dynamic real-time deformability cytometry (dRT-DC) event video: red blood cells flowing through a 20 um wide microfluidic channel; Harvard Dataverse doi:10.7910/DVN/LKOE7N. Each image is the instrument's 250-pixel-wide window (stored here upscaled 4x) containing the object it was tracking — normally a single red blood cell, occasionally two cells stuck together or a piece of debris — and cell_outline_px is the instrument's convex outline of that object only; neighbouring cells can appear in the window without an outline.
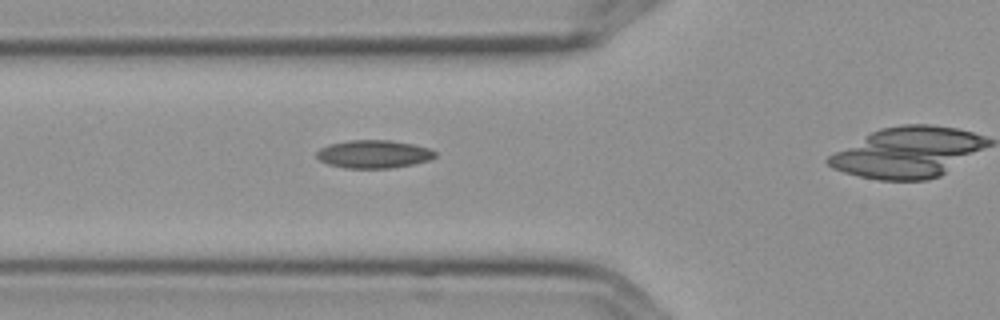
{"species": "Egyptian fruit bat (a non-hibernating species)", "species_latin": "Rousettus aegyptiacus", "temperature_condition": "cold", "stored_images_in_passage": 5, "camera_frame_rate_fps": 3000, "um_per_image_px": 0.085, "frame": {"image": 1, "passage_image": 5, "time_ms": 1.333, "image_size_px": [1000, 320], "cell_outline_px": [[436, 156], [428, 160], [412, 164], [392, 168], [344, 168], [328, 164], [320, 160], [316, 156], [316, 152], [320, 148], [328, 144], [348, 140], [388, 140], [412, 144], [428, 148], [436, 152]], "centroid_in_image_um": [31.72, 13.1], "position_along_channel_um": 94.1, "area_um2": 19.31}}